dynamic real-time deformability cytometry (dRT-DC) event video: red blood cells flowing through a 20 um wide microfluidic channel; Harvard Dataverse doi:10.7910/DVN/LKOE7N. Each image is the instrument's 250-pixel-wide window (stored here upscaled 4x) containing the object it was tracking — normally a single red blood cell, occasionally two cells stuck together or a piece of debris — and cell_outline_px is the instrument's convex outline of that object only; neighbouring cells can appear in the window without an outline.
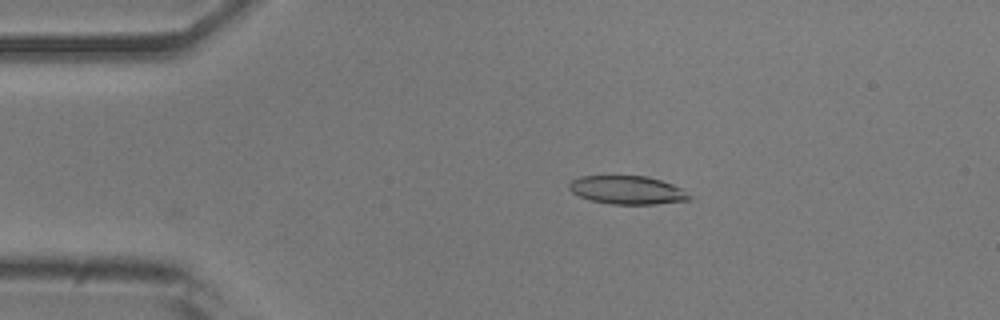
{"species": "common noctule bat (a hibernating species)", "species_latin": "Nyctalus noctula", "temperature_condition": "room temperature", "stored_images_in_passage": 44, "camera_frame_rate_fps": 3000, "um_per_image_px": 0.085, "animal": {"sex": "male", "body_mass_g": 20.5, "forearm_length_mm": 52.5}, "frame": {"image": 1, "passage_image": 2, "time_ms": 0.333, "image_size_px": [1000, 320], "cell_outline_px": [[692, 200], [656, 204], [612, 204], [592, 200], [580, 196], [572, 192], [568, 188], [568, 184], [572, 180], [580, 176], [648, 176], [672, 184], [680, 188], [692, 196]], "centroid_in_image_um": [53.34, 16.15], "position_along_channel_um": 31.7, "area_um2": 19.83}}
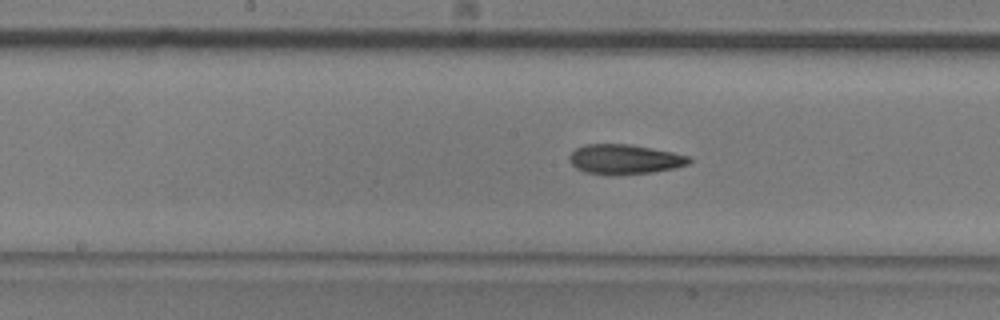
{"frame": {"image": 2, "passage_image": 18, "time_ms": 5.667, "image_size_px": [1000, 320], "cell_outline_px": [[692, 160], [688, 164], [672, 168], [652, 172], [612, 176], [608, 176], [584, 172], [576, 168], [568, 160], [568, 156], [576, 148], [584, 144], [628, 144], [672, 152], [688, 156]], "centroid_in_image_um": [53.02, 13.55], "position_along_channel_um": 195.2, "area_um2": 20.87}}
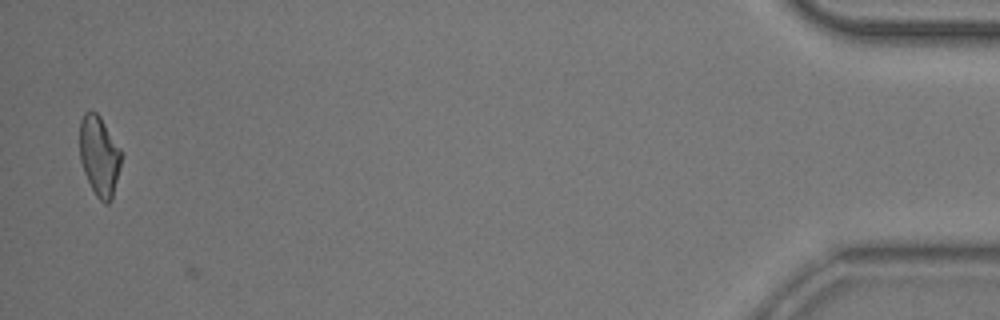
{"frame": {"image": 3, "passage_image": 43, "time_ms": 14.0, "image_size_px": [1000, 320], "cell_outline_px": [[120, 164], [112, 200], [108, 204], [104, 204], [96, 196], [84, 172], [80, 160], [80, 120], [84, 112], [96, 112], [100, 116], [120, 148]], "centroid_in_image_um": [8.42, 13.26], "position_along_channel_um": 426.8, "area_um2": 19.13}, "authors_computed_cell_mechanics": {"area_um2": 20.0277, "velocity_mm_per_s": 3.8711, "shape_relaxation_time_tau1_ms": null, "shape_relaxation_time_tau2_ms": 1.4091, "deformation_change_tau1": null, "deformation_change_tau2": 0.0819}}